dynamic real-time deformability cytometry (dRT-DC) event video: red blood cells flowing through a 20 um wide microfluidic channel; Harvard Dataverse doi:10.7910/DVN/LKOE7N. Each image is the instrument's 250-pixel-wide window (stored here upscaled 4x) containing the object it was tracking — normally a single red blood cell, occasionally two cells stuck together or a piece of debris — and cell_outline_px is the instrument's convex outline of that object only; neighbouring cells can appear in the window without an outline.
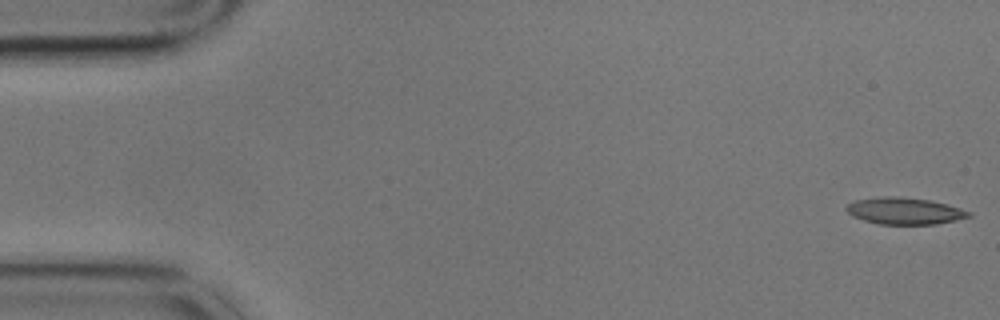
{"species": "common noctule bat (a hibernating species)", "species_latin": "Nyctalus noctula", "temperature_condition": "cold", "stored_images_in_passage": 58, "camera_frame_rate_fps": 3000, "um_per_image_px": 0.085, "animal": {"sex": "male", "body_mass_g": 17.9}, "frame": {"image": 1, "passage_image": 1, "time_ms": 0.0, "image_size_px": [1000, 320], "cell_outline_px": [[972, 216], [956, 220], [936, 224], [880, 224], [864, 220], [852, 216], [844, 208], [848, 204], [856, 200], [884, 196], [896, 196], [928, 200], [948, 204], [972, 212]], "centroid_in_image_um": [76.9, 17.93], "position_along_channel_um": 8.1, "area_um2": 19.02}}
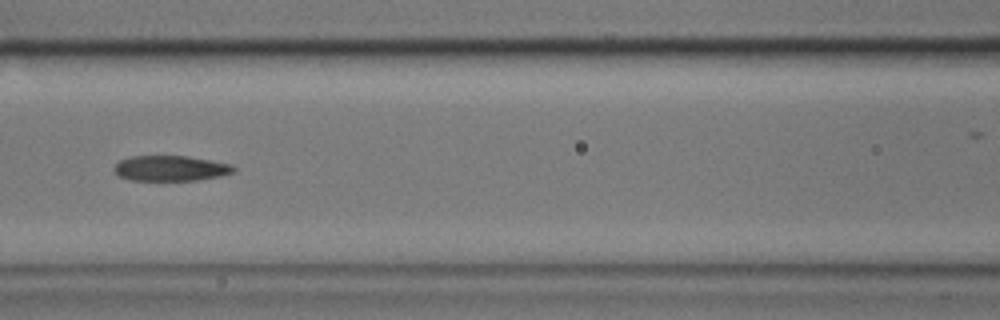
{"frame": {"image": 2, "passage_image": 25, "time_ms": 8.0, "image_size_px": [1000, 320], "cell_outline_px": [[236, 172], [220, 176], [196, 180], [132, 180], [120, 176], [116, 172], [116, 164], [120, 160], [132, 156], [188, 156], [232, 164], [236, 168]], "centroid_in_image_um": [14.57, 14.3], "position_along_channel_um": 152.0, "area_um2": 17.51}}
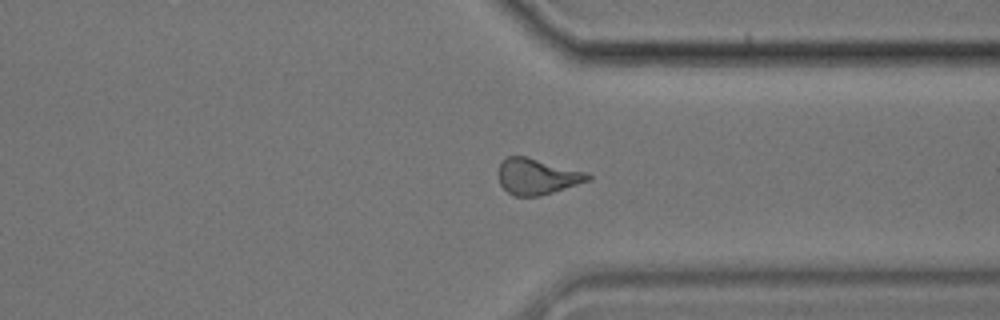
{"frame": {"image": 3, "passage_image": 44, "time_ms": 14.333, "image_size_px": [1000, 320], "cell_outline_px": [[592, 180], [540, 196], [512, 196], [500, 184], [496, 172], [500, 164], [508, 156], [524, 156], [588, 172], [592, 176]], "centroid_in_image_um": [45.66, 15.01], "position_along_channel_um": 365.7, "area_um2": 18.9}, "authors_computed_cell_mechanics": {"area_um2": 18.7272, "velocity_mm_per_s": 3.3931, "shape_relaxation_time_tau1_ms": null, "shape_relaxation_time_tau2_ms": 4.0729, "deformation_change_tau1": null, "deformation_change_tau2": 0.1348}}